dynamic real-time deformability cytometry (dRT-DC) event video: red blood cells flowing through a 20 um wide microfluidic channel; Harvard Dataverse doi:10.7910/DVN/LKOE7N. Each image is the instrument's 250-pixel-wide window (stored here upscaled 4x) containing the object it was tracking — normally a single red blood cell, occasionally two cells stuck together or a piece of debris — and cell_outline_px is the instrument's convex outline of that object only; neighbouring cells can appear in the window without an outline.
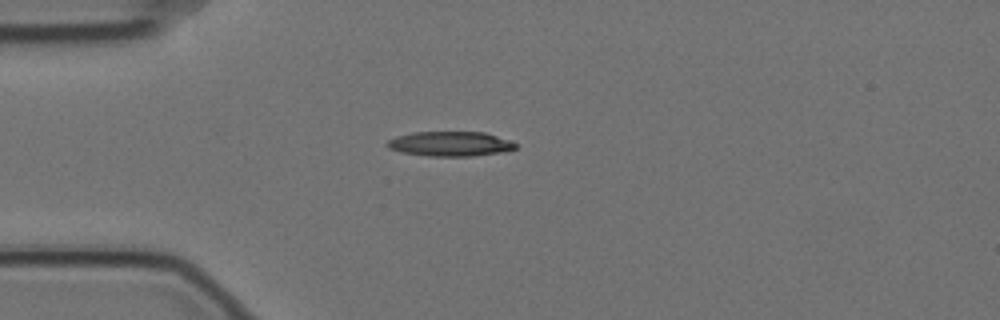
{"species": "Egyptian fruit bat (a non-hibernating species)", "species_latin": "Rousettus aegyptiacus", "temperature_condition": "cold", "stored_images_in_passage": 2, "camera_frame_rate_fps": 3000, "um_per_image_px": 0.085, "animal": {"sex": "female"}, "frame": {"image": 1, "passage_image": 2, "time_ms": 0.333, "image_size_px": [1000, 320], "cell_outline_px": [[516, 148], [500, 152], [472, 156], [428, 156], [400, 152], [388, 148], [384, 144], [388, 140], [396, 136], [412, 132], [484, 132], [512, 140], [516, 144]], "centroid_in_image_um": [38.23, 12.22], "position_along_channel_um": 46.8, "area_um2": 18.61}}